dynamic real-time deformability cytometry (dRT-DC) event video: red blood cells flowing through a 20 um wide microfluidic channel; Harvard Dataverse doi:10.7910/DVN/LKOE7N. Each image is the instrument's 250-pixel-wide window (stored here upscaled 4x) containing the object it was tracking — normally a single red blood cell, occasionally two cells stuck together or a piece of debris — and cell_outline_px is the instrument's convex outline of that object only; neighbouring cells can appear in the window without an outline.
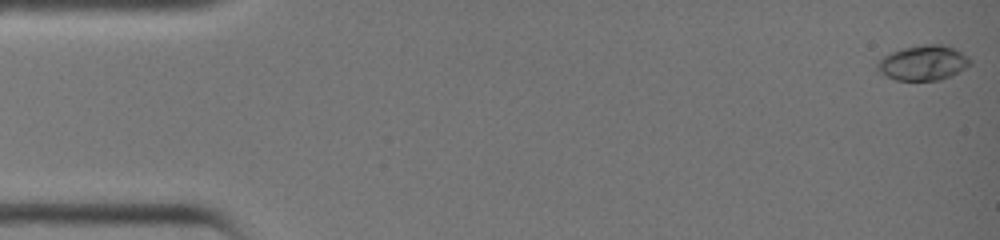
{"species": "common noctule bat (a hibernating species)", "species_latin": "Nyctalus noctula", "temperature_condition": "warm", "stored_images_in_passage": 40, "camera_frame_rate_fps": 3000, "um_per_image_px": 0.085, "animal": {"sex": "female", "body_mass_g": 19.0, "forearm_length_mm": 51.5}, "frame": {"image": 1, "passage_image": 1, "time_ms": 0.0, "image_size_px": [1000, 240], "cell_outline_px": [[972, 64], [952, 76], [940, 80], [896, 80], [884, 76], [876, 72], [876, 64], [884, 56], [892, 52], [904, 48], [924, 44], [944, 44], [968, 56], [972, 60]], "centroid_in_image_um": [78.47, 5.36], "position_along_channel_um": 6.5, "area_um2": 19.07}}
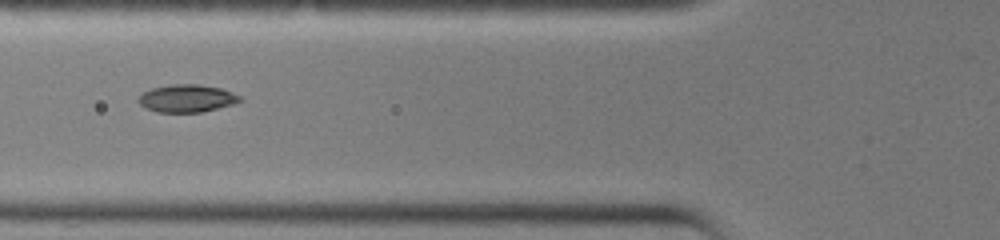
{"frame": {"image": 2, "passage_image": 16, "time_ms": 5.0, "image_size_px": [1000, 240], "cell_outline_px": [[244, 100], [232, 104], [200, 112], [156, 112], [144, 108], [136, 100], [144, 92], [152, 88], [168, 84], [196, 84], [220, 88], [232, 92], [240, 96]], "centroid_in_image_um": [15.85, 8.36], "position_along_channel_um": 109.9, "area_um2": 16.3}}
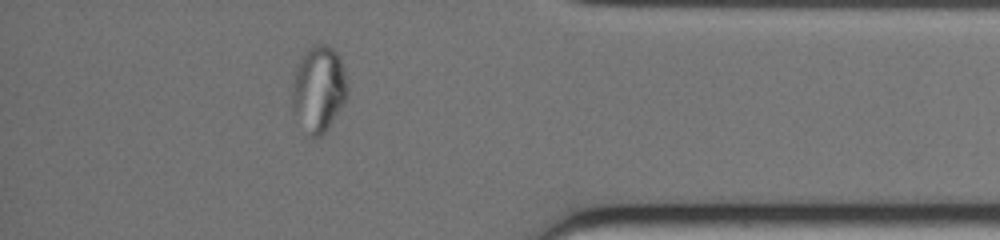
{"frame": {"image": 3, "passage_image": 35, "time_ms": 11.333, "image_size_px": [1000, 240], "cell_outline_px": [[348, 96], [328, 128], [320, 136], [312, 140], [308, 136], [292, 112], [292, 84], [300, 56], [304, 48], [312, 44], [324, 44], [332, 48], [336, 52], [344, 68], [348, 84]], "centroid_in_image_um": [27.06, 7.56], "position_along_channel_um": 408.1, "area_um2": 28.32}}